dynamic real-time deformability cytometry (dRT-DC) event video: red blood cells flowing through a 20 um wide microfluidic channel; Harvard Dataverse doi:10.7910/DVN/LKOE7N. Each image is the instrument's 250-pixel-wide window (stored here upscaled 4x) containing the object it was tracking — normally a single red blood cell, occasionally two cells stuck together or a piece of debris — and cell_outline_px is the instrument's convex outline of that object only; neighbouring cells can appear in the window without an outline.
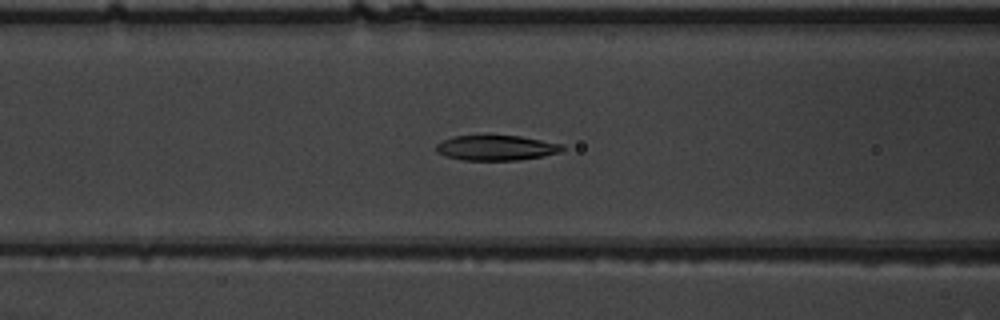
{"species": "common noctule bat (a hibernating species)", "species_latin": "Nyctalus noctula", "temperature_condition": "warm", "stored_images_in_passage": 53, "camera_frame_rate_fps": 3000, "um_per_image_px": 0.085, "animal": {"sex": "male", "body_mass_g": 19.5, "forearm_length_mm": 54.6}, "frame": {"image": 1, "passage_image": 22, "time_ms": 7.0, "image_size_px": [1000, 320], "cell_outline_px": [[564, 148], [560, 152], [540, 156], [516, 160], [464, 160], [444, 156], [436, 152], [436, 144], [444, 140], [456, 136], [520, 136], [564, 144]], "centroid_in_image_um": [42.17, 12.57], "position_along_channel_um": 124.4, "area_um2": 18.26}}
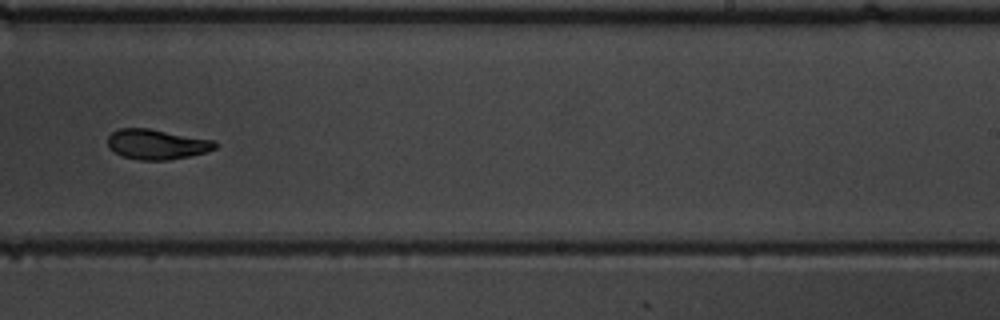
{"frame": {"image": 2, "passage_image": 34, "time_ms": 11.0, "image_size_px": [1000, 320], "cell_outline_px": [[220, 144], [216, 148], [204, 152], [188, 156], [168, 160], [140, 160], [124, 156], [112, 152], [108, 148], [108, 136], [112, 132], [120, 128], [148, 128], [216, 140]], "centroid_in_image_um": [13.33, 12.26], "position_along_channel_um": 275.7, "area_um2": 18.96}}
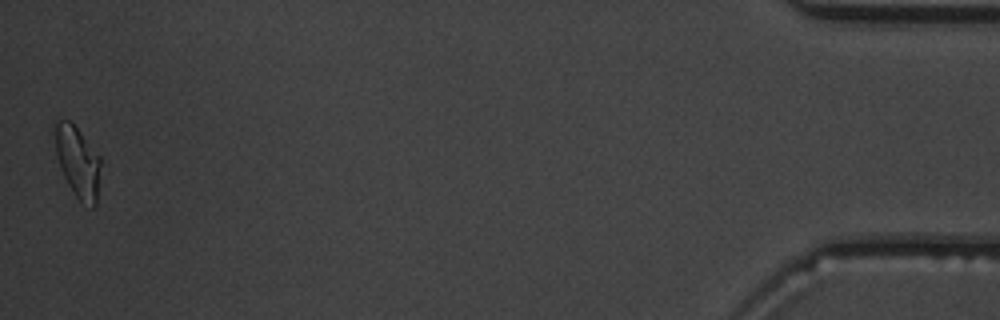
{"frame": {"image": 3, "passage_image": 53, "time_ms": 17.333, "image_size_px": [1000, 320], "cell_outline_px": [[100, 164], [96, 204], [92, 208], [80, 200], [76, 196], [68, 184], [64, 176], [56, 156], [52, 128], [52, 124], [56, 120], [68, 120], [80, 132], [100, 156]], "centroid_in_image_um": [6.56, 13.7], "position_along_channel_um": 428.6, "area_um2": 18.9}, "authors_computed_cell_mechanics": {"area_um2": 19.2474, "velocity_mm_per_s": 3.7883, "shape_relaxation_time_tau1_ms": 4.2978, "shape_relaxation_time_tau2_ms": 2.5382, "deformation_change_tau1": 0.1568, "deformation_change_tau2": 0.0823}}